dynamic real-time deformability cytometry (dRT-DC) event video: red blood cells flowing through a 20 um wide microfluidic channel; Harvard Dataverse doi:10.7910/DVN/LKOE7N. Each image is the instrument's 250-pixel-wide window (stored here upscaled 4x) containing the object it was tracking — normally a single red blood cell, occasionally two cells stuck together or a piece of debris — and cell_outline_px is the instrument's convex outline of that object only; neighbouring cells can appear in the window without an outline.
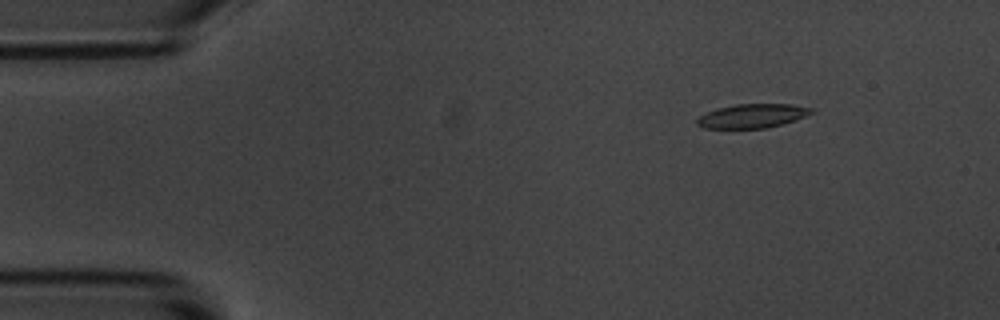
{"species": "common noctule bat (a hibernating species)", "species_latin": "Nyctalus noctula", "temperature_condition": "room temperature", "stored_images_in_passage": 4, "segment_of_instrument_passage": [1, 2], "camera_frame_rate_fps": 3000, "um_per_image_px": 0.085, "animal": {"sex": "male", "body_mass_g": 20.1, "forearm_length_mm": 53.5}, "frame": {"image": 1, "passage_image": 1, "time_ms": 0.0, "image_size_px": [1000, 320], "cell_outline_px": [[816, 112], [796, 120], [764, 128], [704, 128], [696, 124], [696, 120], [700, 116], [716, 108], [736, 104], [792, 104], [812, 108]], "centroid_in_image_um": [63.97, 9.84], "position_along_channel_um": 21.0, "area_um2": 15.95}}
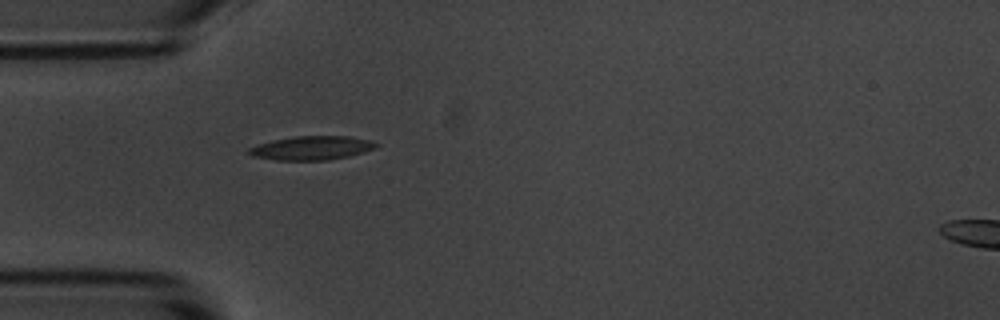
{"frame": {"image": 2, "passage_image": 3, "time_ms": 3.0, "image_size_px": [1000, 320], "cell_outline_px": [[380, 144], [376, 148], [364, 152], [348, 156], [328, 160], [276, 160], [252, 156], [248, 152], [248, 148], [272, 140], [296, 136], [348, 136], [368, 140]], "centroid_in_image_um": [26.5, 12.58], "position_along_channel_um": 58.5, "area_um2": 17.57}}